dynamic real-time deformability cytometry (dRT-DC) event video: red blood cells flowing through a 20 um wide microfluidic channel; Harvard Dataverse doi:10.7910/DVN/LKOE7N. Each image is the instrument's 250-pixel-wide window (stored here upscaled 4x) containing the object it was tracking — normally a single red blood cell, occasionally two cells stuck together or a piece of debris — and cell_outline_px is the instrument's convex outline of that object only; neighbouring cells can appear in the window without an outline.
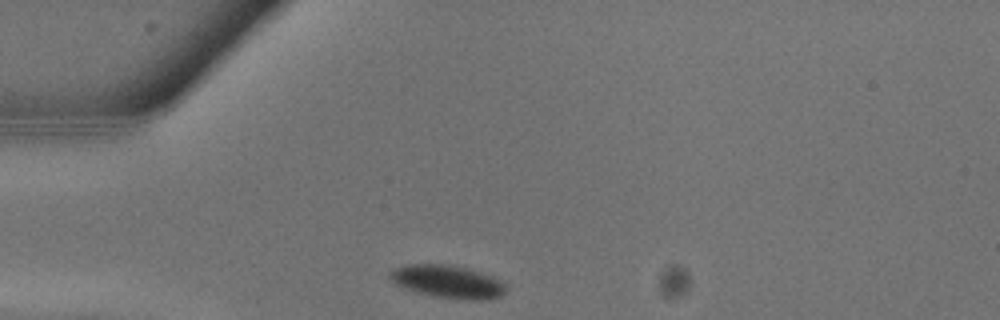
{"species": "common noctule bat (a hibernating species)", "species_latin": "Nyctalus noctula", "temperature_condition": "warm", "stored_images_in_passage": 7, "camera_frame_rate_fps": 3000, "um_per_image_px": 0.085, "animal": {"sex": "male", "body_mass_g": 13.3}, "frame": {"image": 1, "passage_image": 1, "time_ms": 0.0, "image_size_px": [1000, 320], "cell_outline_px": [[504, 292], [500, 296], [480, 300], [468, 300], [440, 296], [420, 292], [396, 284], [388, 276], [388, 272], [392, 268], [408, 264], [448, 264], [468, 268], [492, 276], [500, 280], [504, 284]], "centroid_in_image_um": [38.03, 23.9], "position_along_channel_um": 47.0, "area_um2": 21.79}}
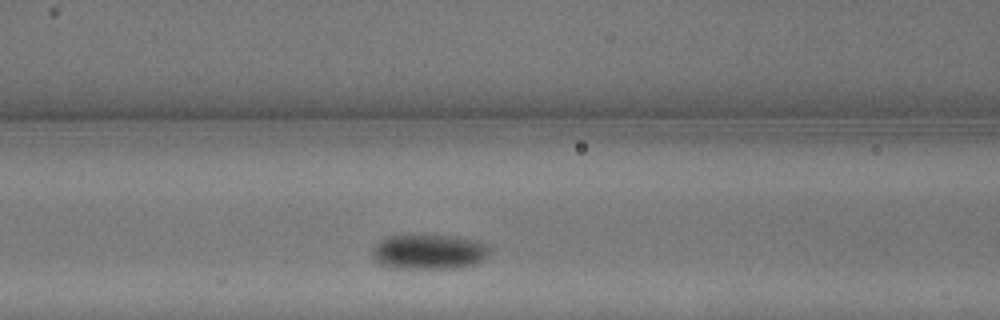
{"frame": {"image": 2, "passage_image": 5, "time_ms": 1.333, "image_size_px": [1000, 320], "cell_outline_px": [[492, 248], [488, 256], [484, 260], [476, 264], [456, 268], [400, 268], [380, 264], [372, 260], [372, 248], [380, 240], [388, 236], [452, 236], [476, 240], [488, 244]], "centroid_in_image_um": [36.5, 21.41], "position_along_channel_um": 130.1, "area_um2": 23.99}}
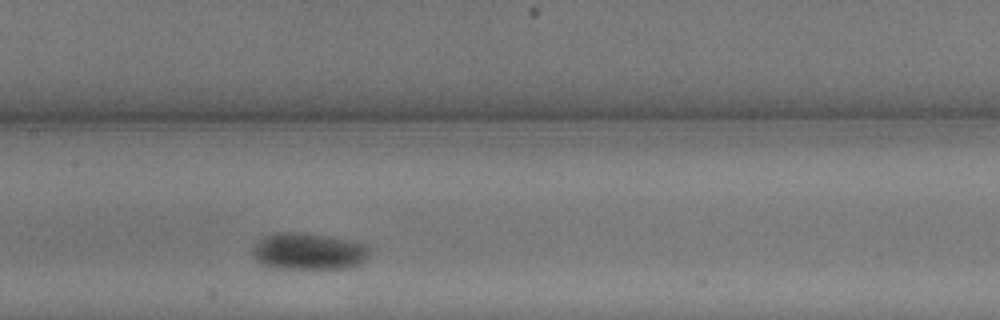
{"frame": {"image": 3, "passage_image": 7, "time_ms": 2.0, "image_size_px": [1000, 320], "cell_outline_px": [[372, 248], [368, 256], [360, 264], [352, 268], [264, 268], [252, 256], [252, 248], [264, 236], [276, 232], [296, 232], [352, 240], [364, 244]], "centroid_in_image_um": [26.21, 21.38], "position_along_channel_um": 181.2, "area_um2": 25.32}}